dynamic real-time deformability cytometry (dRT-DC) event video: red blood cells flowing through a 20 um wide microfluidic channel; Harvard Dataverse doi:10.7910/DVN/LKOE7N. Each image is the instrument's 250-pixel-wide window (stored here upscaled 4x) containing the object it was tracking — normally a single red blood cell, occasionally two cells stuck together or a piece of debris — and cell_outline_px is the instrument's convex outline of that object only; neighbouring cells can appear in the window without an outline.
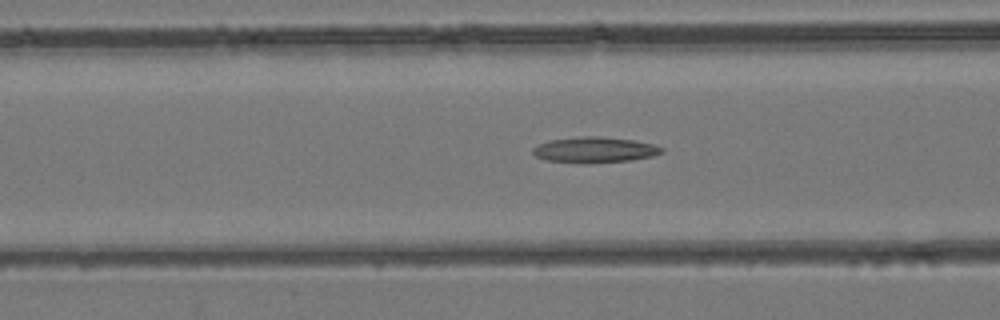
{"species": "common noctule bat (a hibernating species)", "species_latin": "Nyctalus noctula", "temperature_condition": "room temperature", "stored_images_in_passage": 36, "camera_frame_rate_fps": 3000, "um_per_image_px": 0.085, "animal": {"sex": "female", "body_mass_g": 24.6, "forearm_length_mm": 56.2}, "frame": {"image": 1, "passage_image": 11, "time_ms": 3.333, "image_size_px": [1000, 320], "cell_outline_px": [[664, 152], [652, 156], [632, 160], [588, 164], [580, 164], [544, 160], [536, 156], [532, 152], [532, 148], [548, 140], [580, 136], [600, 136], [632, 140], [652, 144], [664, 148]], "centroid_in_image_um": [50.52, 12.75], "position_along_channel_um": 116.1, "area_um2": 19.59}}
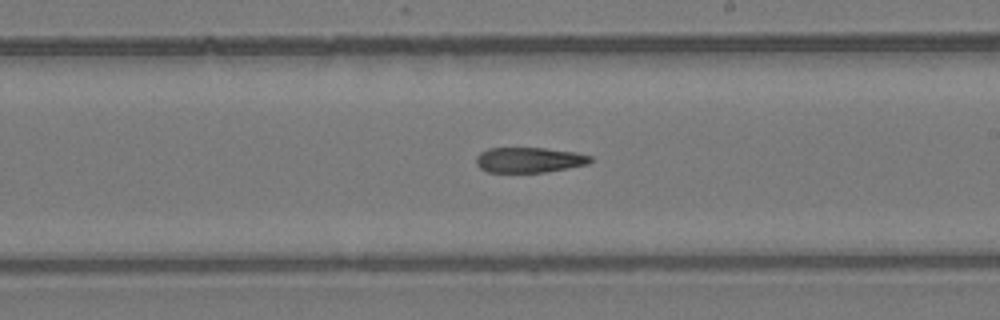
{"frame": {"image": 2, "passage_image": 20, "time_ms": 6.333, "image_size_px": [1000, 320], "cell_outline_px": [[592, 160], [588, 164], [568, 168], [544, 172], [488, 172], [480, 168], [476, 164], [476, 156], [480, 152], [488, 148], [544, 148], [576, 152], [592, 156]], "centroid_in_image_um": [44.97, 13.59], "position_along_channel_um": 244.0, "area_um2": 16.88}}
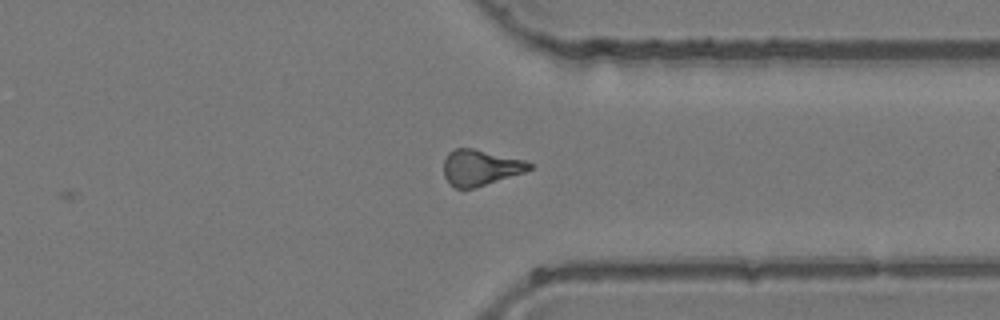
{"frame": {"image": 3, "passage_image": 29, "time_ms": 9.333, "image_size_px": [1000, 320], "cell_outline_px": [[532, 168], [524, 172], [476, 188], [456, 188], [448, 184], [444, 176], [444, 160], [448, 152], [456, 148], [472, 148], [524, 160], [532, 164]], "centroid_in_image_um": [40.8, 14.25], "position_along_channel_um": 370.6, "area_um2": 17.86}}